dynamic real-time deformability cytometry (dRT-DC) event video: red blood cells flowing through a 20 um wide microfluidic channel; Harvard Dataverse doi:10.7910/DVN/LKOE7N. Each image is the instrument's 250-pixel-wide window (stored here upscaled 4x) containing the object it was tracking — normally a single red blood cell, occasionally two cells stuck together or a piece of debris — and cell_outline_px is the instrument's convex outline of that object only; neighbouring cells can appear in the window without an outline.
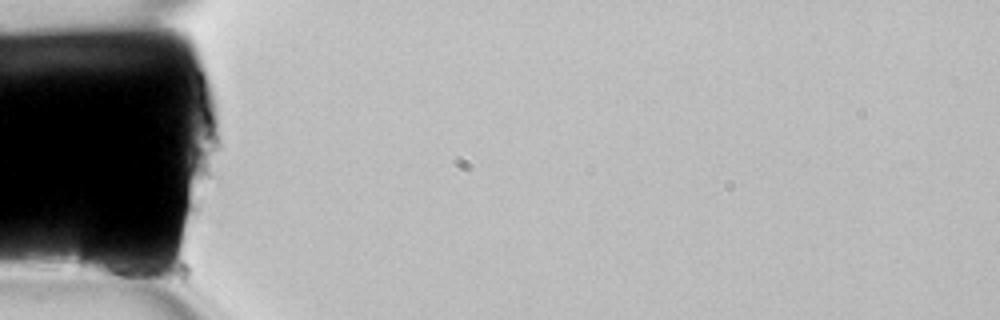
{"species": "common noctule bat (a hibernating species)", "species_latin": "Nyctalus noctula", "temperature_condition": "room temperature", "stored_images_in_passage": 3, "camera_frame_rate_fps": 3000, "um_per_image_px": 0.085, "animal": {"sex": "female", "body_mass_g": 22.7, "forearm_length_mm": 54.2}, "frame": {"image": 1, "passage_image": 1, "time_ms": 0.0, "image_size_px": [1000, 320], "cell_outline_px": [[152, 268], [144, 284], [140, 284], [84, 272], [80, 268], [80, 256], [88, 228], [92, 224], [96, 224]], "centroid_in_image_um": [9.44, 21.94], "position_along_channel_um": 75.6, "area_um2": 17.92}}